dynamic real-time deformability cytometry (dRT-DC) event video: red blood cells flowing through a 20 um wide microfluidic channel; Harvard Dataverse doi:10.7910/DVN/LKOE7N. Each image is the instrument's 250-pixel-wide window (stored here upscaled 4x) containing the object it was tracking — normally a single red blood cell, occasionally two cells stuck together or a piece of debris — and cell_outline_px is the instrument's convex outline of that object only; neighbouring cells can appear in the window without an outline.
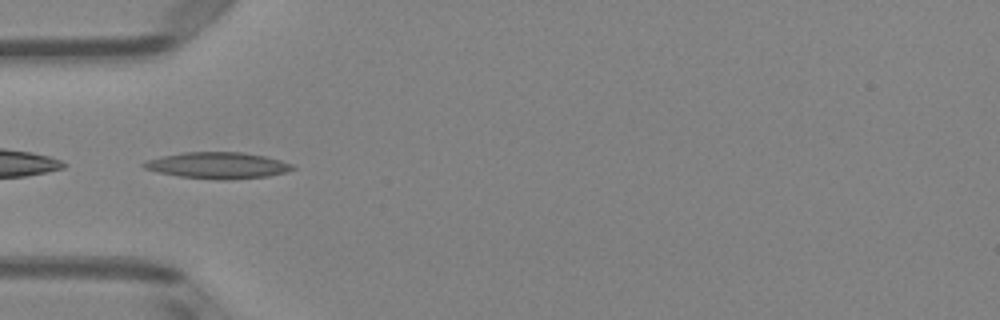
{"species": "Egyptian fruit bat (a non-hibernating species)", "species_latin": "Rousettus aegyptiacus", "temperature_condition": "room temperature", "stored_images_in_passage": 43, "camera_frame_rate_fps": 3000, "um_per_image_px": 0.085, "animal": {"sex": "female"}, "frame": {"image": 1, "passage_image": 9, "time_ms": 2.667, "image_size_px": [1000, 320], "cell_outline_px": [[296, 168], [284, 172], [268, 176], [224, 180], [220, 180], [180, 176], [160, 172], [144, 168], [140, 164], [148, 160], [160, 156], [184, 152], [240, 152], [264, 156], [280, 160], [292, 164]], "centroid_in_image_um": [18.5, 14.05], "position_along_channel_um": 66.5, "area_um2": 22.6}}
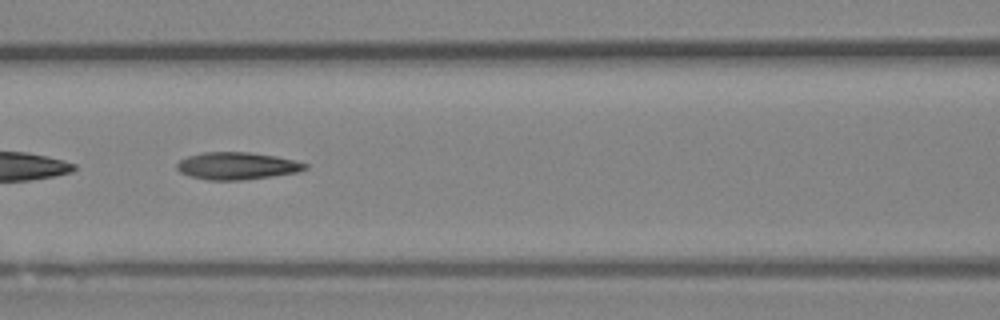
{"frame": {"image": 2, "passage_image": 15, "time_ms": 4.667, "image_size_px": [1000, 320], "cell_outline_px": [[308, 168], [300, 172], [272, 176], [240, 180], [208, 180], [188, 176], [180, 172], [176, 168], [176, 164], [180, 160], [188, 156], [204, 152], [252, 152], [276, 156], [296, 160], [308, 164]], "centroid_in_image_um": [20.16, 14.1], "position_along_channel_um": 146.4, "area_um2": 20.58}}
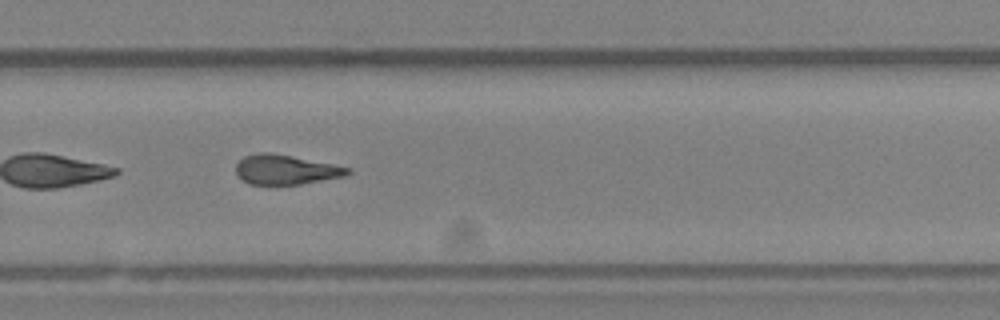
{"frame": {"image": 3, "passage_image": 27, "time_ms": 8.667, "image_size_px": [1000, 320], "cell_outline_px": [[352, 172], [348, 176], [300, 184], [248, 184], [236, 172], [236, 164], [244, 156], [260, 152], [268, 152], [292, 156], [352, 168]], "centroid_in_image_um": [24.33, 14.42], "position_along_channel_um": 305.5, "area_um2": 19.25}, "authors_computed_cell_mechanics": {"area_um2": 20.1144, "velocity_mm_per_s": 4.0018, "shape_relaxation_time_tau1_ms": 4.9908, "shape_relaxation_time_tau2_ms": 3.6917, "deformation_change_tau1": 0.1721, "deformation_change_tau2": 0.1521}}